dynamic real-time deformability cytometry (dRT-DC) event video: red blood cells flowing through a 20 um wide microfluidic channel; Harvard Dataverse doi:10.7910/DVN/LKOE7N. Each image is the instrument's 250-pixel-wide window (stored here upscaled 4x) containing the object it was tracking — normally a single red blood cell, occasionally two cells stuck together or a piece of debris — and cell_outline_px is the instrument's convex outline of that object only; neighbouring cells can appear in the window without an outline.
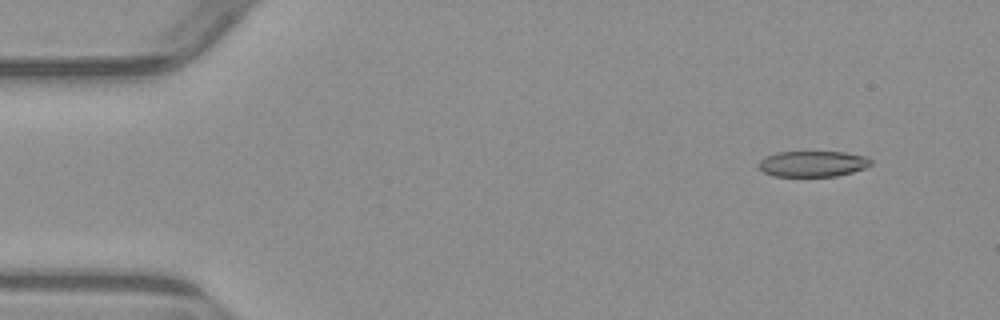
{"species": "common noctule bat (a hibernating species)", "species_latin": "Nyctalus noctula", "temperature_condition": "warm", "stored_images_in_passage": 5, "camera_frame_rate_fps": 3000, "um_per_image_px": 0.085, "animal": {"sex": "male", "body_mass_g": 23.1, "forearm_length_mm": 52.7}, "frame": {"image": 1, "passage_image": 2, "time_ms": 1.333, "image_size_px": [1000, 320], "cell_outline_px": [[872, 164], [864, 168], [852, 172], [836, 176], [772, 176], [764, 172], [756, 164], [764, 156], [776, 152], [844, 152], [868, 156], [872, 160]], "centroid_in_image_um": [69.07, 13.91], "position_along_channel_um": 15.9, "area_um2": 17.05}}
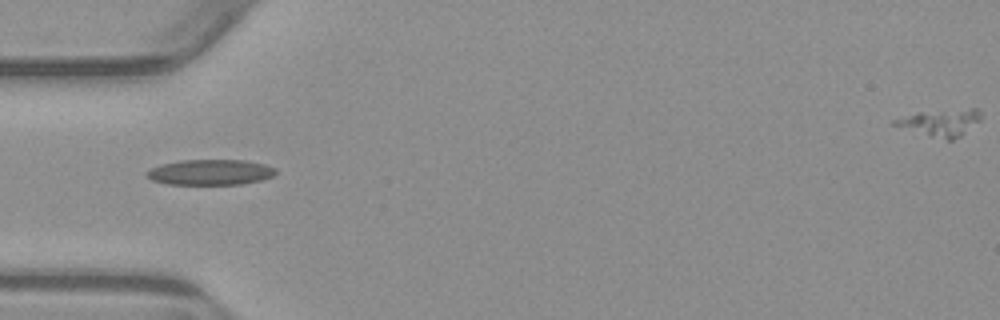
{"frame": {"image": 2, "passage_image": 5, "time_ms": 5.333, "image_size_px": [1000, 320], "cell_outline_px": [[276, 172], [272, 176], [260, 180], [244, 184], [168, 184], [152, 180], [144, 172], [152, 168], [164, 164], [180, 160], [244, 160], [264, 164], [276, 168]], "centroid_in_image_um": [17.9, 14.64], "position_along_channel_um": 67.1, "area_um2": 19.02}}